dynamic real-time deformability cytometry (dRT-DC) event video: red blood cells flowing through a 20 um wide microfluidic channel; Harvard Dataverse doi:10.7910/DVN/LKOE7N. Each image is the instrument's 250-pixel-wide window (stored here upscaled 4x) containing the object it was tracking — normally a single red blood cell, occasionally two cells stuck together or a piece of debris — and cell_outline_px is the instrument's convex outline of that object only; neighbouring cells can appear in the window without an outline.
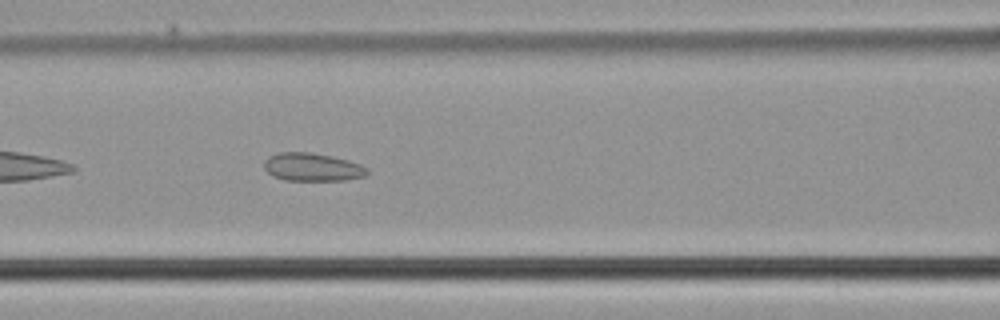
{"species": "common noctule bat (a hibernating species)", "species_latin": "Nyctalus noctula", "temperature_condition": "cold", "stored_images_in_passage": 33, "camera_frame_rate_fps": 3000, "um_per_image_px": 0.085, "animal": {"sex": "male", "body_mass_g": 21.5, "forearm_length_mm": 52.0}, "frame": {"image": 1, "passage_image": 8, "time_ms": 2.333, "image_size_px": [1000, 320], "cell_outline_px": [[368, 172], [364, 176], [344, 180], [284, 180], [272, 176], [264, 168], [264, 160], [268, 156], [280, 152], [308, 152], [332, 156], [348, 160], [360, 164], [368, 168]], "centroid_in_image_um": [26.52, 14.2], "position_along_channel_um": 140.1, "area_um2": 16.88}}
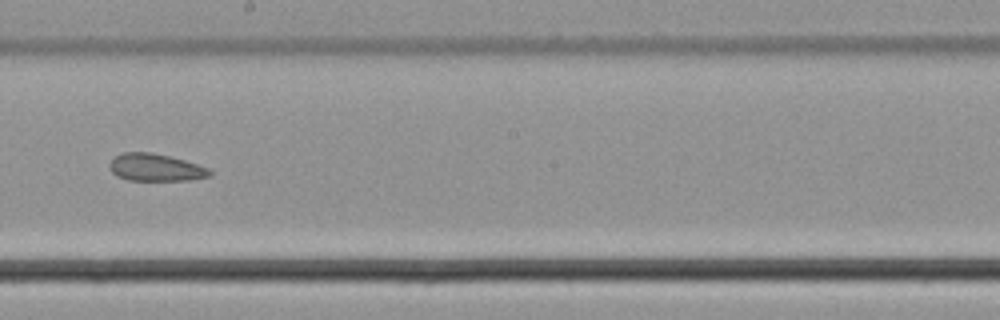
{"frame": {"image": 2, "passage_image": 15, "time_ms": 4.667, "image_size_px": [1000, 320], "cell_outline_px": [[212, 176], [188, 180], [128, 180], [116, 176], [108, 168], [108, 164], [116, 156], [124, 152], [152, 152], [184, 160], [208, 168], [212, 172]], "centroid_in_image_um": [13.2, 14.24], "position_along_channel_um": 235.0, "area_um2": 15.95}}
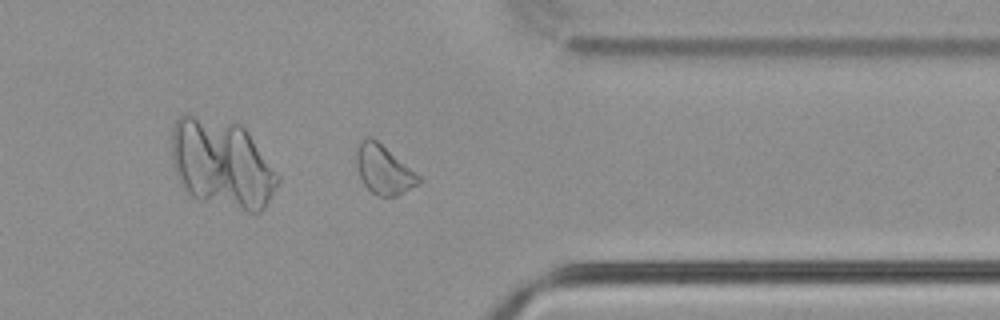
{"frame": {"image": 3, "passage_image": 26, "time_ms": 8.333, "image_size_px": [1000, 320], "cell_outline_px": [[420, 184], [396, 196], [380, 196], [372, 192], [364, 184], [356, 168], [356, 148], [368, 136], [372, 136], [420, 176]], "centroid_in_image_um": [32.6, 14.42], "position_along_channel_um": 378.8, "area_um2": 17.51}}